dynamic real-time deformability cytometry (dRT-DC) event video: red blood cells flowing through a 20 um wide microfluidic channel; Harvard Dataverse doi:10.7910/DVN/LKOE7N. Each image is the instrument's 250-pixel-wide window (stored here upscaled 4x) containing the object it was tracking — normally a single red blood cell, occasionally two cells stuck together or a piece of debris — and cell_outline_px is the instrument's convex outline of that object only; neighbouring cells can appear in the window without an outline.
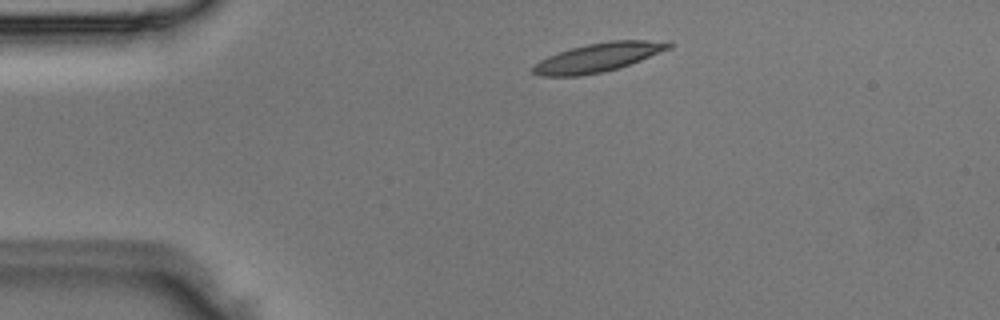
{"species": "Egyptian fruit bat (a non-hibernating species)", "species_latin": "Rousettus aegyptiacus", "temperature_condition": "room temperature", "stored_images_in_passage": 3, "camera_frame_rate_fps": 3000, "um_per_image_px": 0.085, "animal": {"sex": "male"}, "frame": {"image": 1, "passage_image": 2, "time_ms": 0.333, "image_size_px": [1000, 320], "cell_outline_px": [[676, 44], [672, 48], [640, 60], [604, 72], [580, 76], [540, 76], [532, 72], [532, 68], [540, 60], [548, 56], [572, 48], [588, 44], [608, 40], [648, 40]], "centroid_in_image_um": [50.84, 4.88], "position_along_channel_um": 34.2, "area_um2": 22.54}}